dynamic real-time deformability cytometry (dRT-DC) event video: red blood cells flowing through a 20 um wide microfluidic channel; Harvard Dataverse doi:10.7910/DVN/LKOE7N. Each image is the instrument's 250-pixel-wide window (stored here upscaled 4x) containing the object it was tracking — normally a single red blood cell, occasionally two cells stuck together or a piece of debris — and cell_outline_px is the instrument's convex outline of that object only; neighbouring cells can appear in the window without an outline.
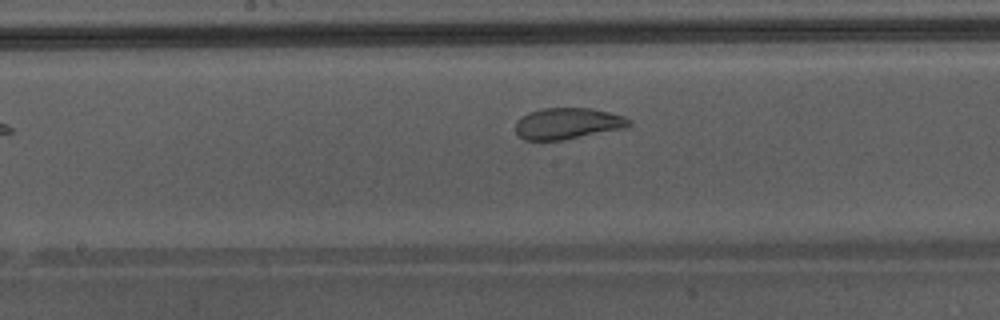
{"species": "Egyptian fruit bat (a non-hibernating species)", "species_latin": "Rousettus aegyptiacus", "temperature_condition": "warm", "stored_images_in_passage": 24, "camera_frame_rate_fps": 3000, "um_per_image_px": 0.085, "animal": {"sex": "male"}, "frame": {"image": 1, "passage_image": 11, "time_ms": 3.333, "image_size_px": [1000, 320], "cell_outline_px": [[632, 124], [624, 128], [564, 140], [524, 140], [516, 132], [516, 120], [520, 116], [528, 112], [544, 108], [592, 108], [624, 116], [632, 120]], "centroid_in_image_um": [48.24, 10.49], "position_along_channel_um": 200.0, "area_um2": 20.81}}